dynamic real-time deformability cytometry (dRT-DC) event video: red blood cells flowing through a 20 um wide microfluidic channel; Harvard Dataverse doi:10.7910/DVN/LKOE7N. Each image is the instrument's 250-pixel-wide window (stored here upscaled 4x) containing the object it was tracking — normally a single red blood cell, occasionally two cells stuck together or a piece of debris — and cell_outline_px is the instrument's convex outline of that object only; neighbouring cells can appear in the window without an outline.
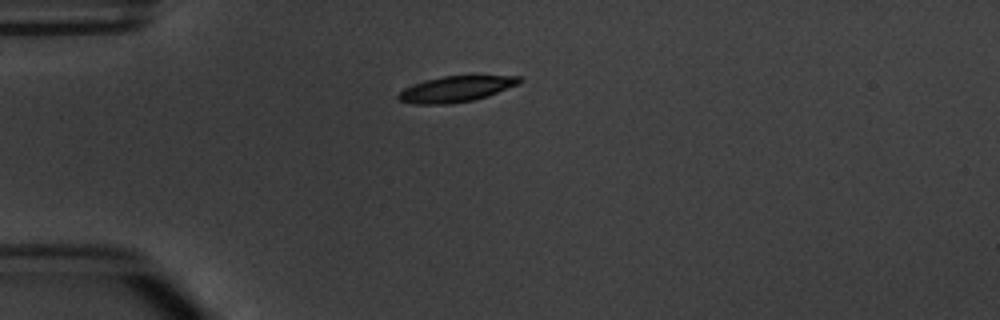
{"species": "common noctule bat (a hibernating species)", "species_latin": "Nyctalus noctula", "temperature_condition": "warm", "stored_images_in_passage": 4, "camera_frame_rate_fps": 3000, "um_per_image_px": 0.085, "animal": {"sex": "male", "body_mass_g": 20.1, "forearm_length_mm": 53.5}, "frame": {"image": 1, "passage_image": 1, "time_ms": 0.0, "image_size_px": [1000, 320], "cell_outline_px": [[524, 80], [520, 84], [488, 96], [472, 100], [452, 104], [416, 104], [400, 100], [396, 96], [404, 88], [424, 80], [444, 76], [520, 76]], "centroid_in_image_um": [38.79, 7.56], "position_along_channel_um": 46.2, "area_um2": 18.21}}